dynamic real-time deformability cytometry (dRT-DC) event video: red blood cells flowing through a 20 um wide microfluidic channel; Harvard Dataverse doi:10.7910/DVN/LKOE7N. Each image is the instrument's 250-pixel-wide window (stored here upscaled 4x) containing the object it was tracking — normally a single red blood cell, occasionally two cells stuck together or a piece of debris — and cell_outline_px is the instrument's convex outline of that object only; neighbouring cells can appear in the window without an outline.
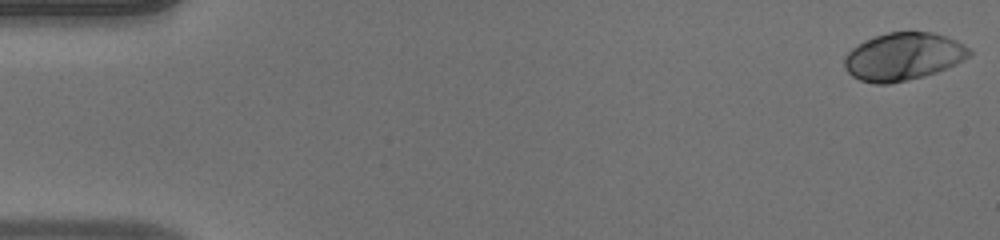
{"species": "human", "species_latin": "Homo sapiens", "temperature_condition": "warm", "stored_images_in_passage": 51, "camera_frame_rate_fps": 3000, "um_per_image_px": 0.085, "donor": {"sex": "male"}, "frame": {"image": 1, "passage_image": 1, "time_ms": 0.0, "image_size_px": [1000, 240], "cell_outline_px": [[972, 52], [968, 56], [956, 64], [936, 72], [924, 76], [888, 84], [872, 84], [860, 80], [852, 76], [844, 68], [844, 56], [852, 48], [864, 40], [888, 32], [932, 32], [956, 40], [964, 44]], "centroid_in_image_um": [76.74, 4.81], "position_along_channel_um": 8.3, "area_um2": 34.62}}
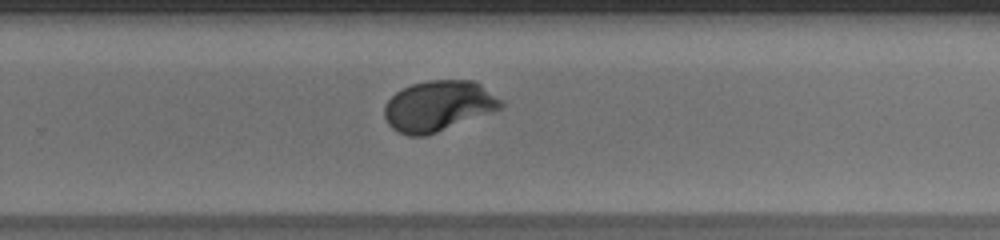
{"frame": {"image": 2, "passage_image": 34, "time_ms": 11.0, "image_size_px": [1000, 240], "cell_outline_px": [[504, 104], [500, 108], [436, 132], [424, 136], [408, 136], [392, 128], [388, 124], [384, 116], [384, 104], [396, 92], [412, 84], [428, 80], [476, 80], [500, 100]], "centroid_in_image_um": [37.21, 8.99], "position_along_channel_um": 292.6, "area_um2": 33.81}}
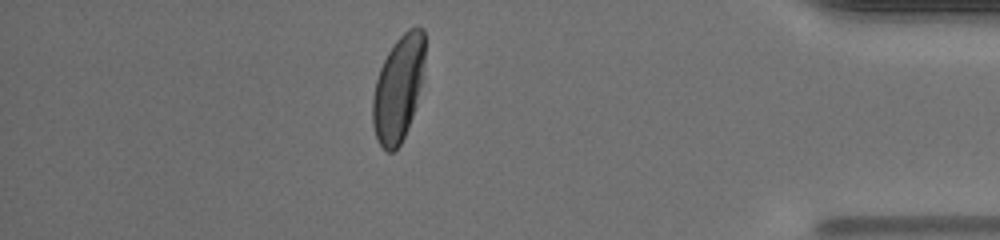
{"frame": {"image": 3, "passage_image": 45, "time_ms": 14.667, "image_size_px": [1000, 240], "cell_outline_px": [[424, 60], [420, 84], [416, 104], [408, 128], [400, 144], [392, 152], [388, 152], [380, 144], [376, 136], [372, 124], [372, 96], [376, 80], [380, 68], [388, 52], [396, 40], [408, 28], [424, 28]], "centroid_in_image_um": [33.83, 7.52], "position_along_channel_um": 401.4, "area_um2": 31.67}, "authors_computed_cell_mechanics": {"area_um2": 33.7552, "velocity_mm_per_s": 3.9991, "shape_relaxation_time_tau1_ms": 2.8668, "shape_relaxation_time_tau2_ms": null, "deformation_change_tau1": 0.1859, "deformation_change_tau2": null}}